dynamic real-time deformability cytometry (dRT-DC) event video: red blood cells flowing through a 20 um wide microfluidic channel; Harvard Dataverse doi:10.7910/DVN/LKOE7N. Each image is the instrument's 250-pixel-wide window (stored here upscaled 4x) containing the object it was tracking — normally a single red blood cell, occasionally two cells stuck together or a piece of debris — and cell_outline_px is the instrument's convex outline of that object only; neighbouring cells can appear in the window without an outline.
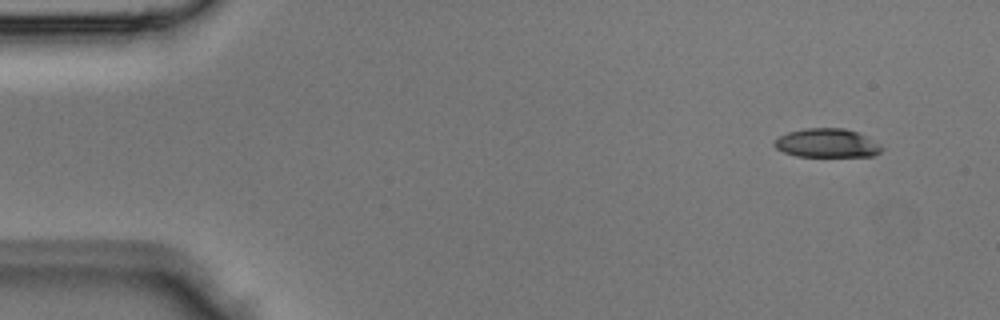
{"species": "Egyptian fruit bat (a non-hibernating species)", "species_latin": "Rousettus aegyptiacus", "temperature_condition": "room temperature", "stored_images_in_passage": 4, "camera_frame_rate_fps": 3000, "um_per_image_px": 0.085, "animal": {"sex": "male"}, "frame": {"image": 1, "passage_image": 1, "time_ms": 0.0, "image_size_px": [1000, 320], "cell_outline_px": [[884, 148], [880, 152], [872, 156], [796, 156], [784, 152], [776, 148], [772, 144], [780, 136], [788, 132], [804, 128], [844, 128], [860, 132], [880, 144]], "centroid_in_image_um": [70.32, 12.15], "position_along_channel_um": 14.7, "area_um2": 18.09}}
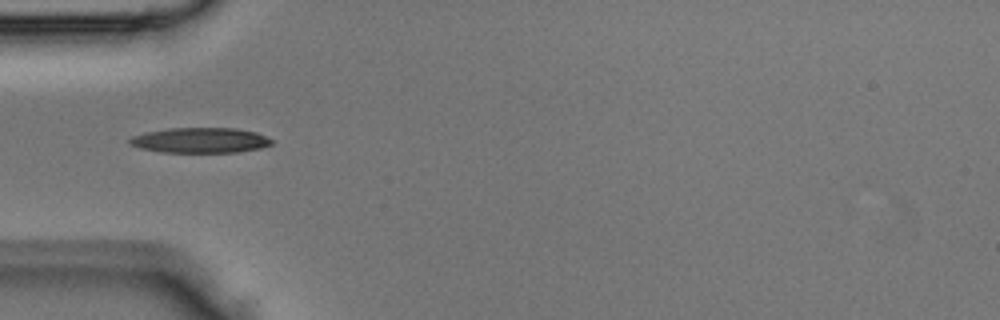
{"frame": {"image": 2, "passage_image": 4, "time_ms": 1.0, "image_size_px": [1000, 320], "cell_outline_px": [[272, 144], [260, 148], [236, 152], [160, 152], [140, 148], [128, 144], [128, 140], [132, 136], [144, 132], [168, 128], [236, 128], [256, 132], [272, 140]], "centroid_in_image_um": [16.97, 11.92], "position_along_channel_um": 68.0, "area_um2": 20.92}}